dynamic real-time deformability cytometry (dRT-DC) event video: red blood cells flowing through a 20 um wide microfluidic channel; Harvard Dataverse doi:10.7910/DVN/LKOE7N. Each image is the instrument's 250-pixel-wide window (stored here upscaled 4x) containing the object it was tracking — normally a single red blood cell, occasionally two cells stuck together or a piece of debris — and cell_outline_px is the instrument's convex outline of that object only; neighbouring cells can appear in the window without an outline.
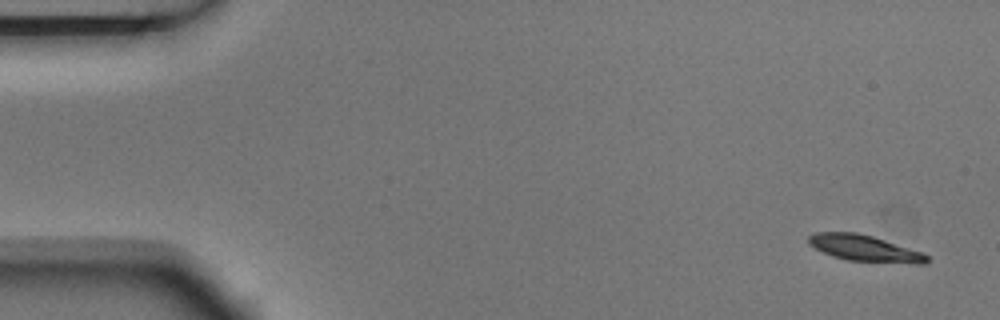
{"species": "Egyptian fruit bat (a non-hibernating species)", "species_latin": "Rousettus aegyptiacus", "temperature_condition": "room temperature", "stored_images_in_passage": 4, "camera_frame_rate_fps": 3000, "um_per_image_px": 0.085, "animal": {"sex": "male"}, "frame": {"image": 1, "passage_image": 1, "time_ms": 0.0, "image_size_px": [1000, 320], "cell_outline_px": [[928, 260], [924, 264], [916, 264], [848, 260], [832, 256], [808, 244], [808, 236], [816, 232], [856, 232], [872, 236], [924, 252], [928, 256]], "centroid_in_image_um": [73.51, 21.1], "position_along_channel_um": 11.5, "area_um2": 18.09}}
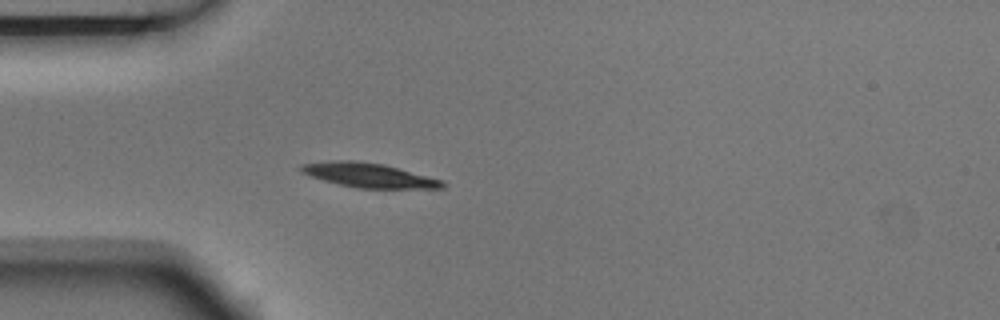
{"frame": {"image": 2, "passage_image": 4, "time_ms": 1.0, "image_size_px": [1000, 320], "cell_outline_px": [[448, 184], [444, 188], [356, 188], [308, 176], [300, 172], [296, 168], [300, 164], [332, 160], [356, 160], [384, 164], [444, 180]], "centroid_in_image_um": [31.32, 14.88], "position_along_channel_um": 53.7, "area_um2": 20.4}}